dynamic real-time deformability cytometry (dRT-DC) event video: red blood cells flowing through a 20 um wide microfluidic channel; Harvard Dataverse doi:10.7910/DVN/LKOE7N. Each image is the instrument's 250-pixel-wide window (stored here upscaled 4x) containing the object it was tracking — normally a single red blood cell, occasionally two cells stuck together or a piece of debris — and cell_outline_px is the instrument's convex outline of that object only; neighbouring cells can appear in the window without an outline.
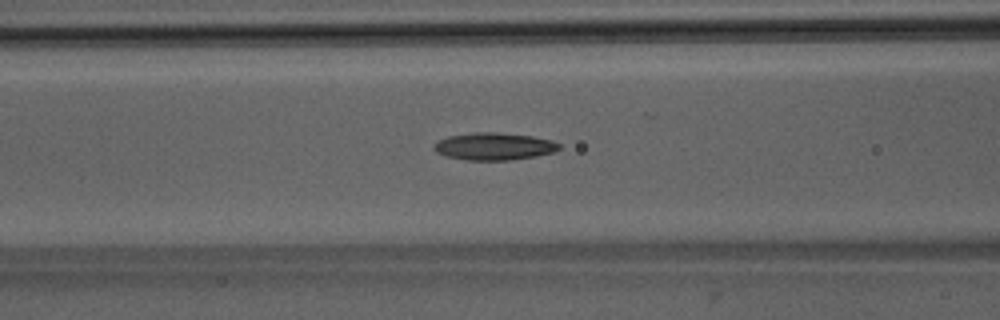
{"species": "Egyptian fruit bat (a non-hibernating species)", "species_latin": "Rousettus aegyptiacus", "temperature_condition": "room temperature", "stored_images_in_passage": 42, "camera_frame_rate_fps": 3000, "um_per_image_px": 0.085, "animal": {"sex": "male"}, "frame": {"image": 1, "passage_image": 12, "time_ms": 3.667, "image_size_px": [1000, 320], "cell_outline_px": [[560, 148], [556, 152], [536, 156], [512, 160], [468, 160], [444, 156], [436, 152], [432, 148], [440, 140], [448, 136], [476, 132], [496, 132], [532, 136], [552, 140], [560, 144]], "centroid_in_image_um": [42.02, 12.45], "position_along_channel_um": 124.6, "area_um2": 20.0}}
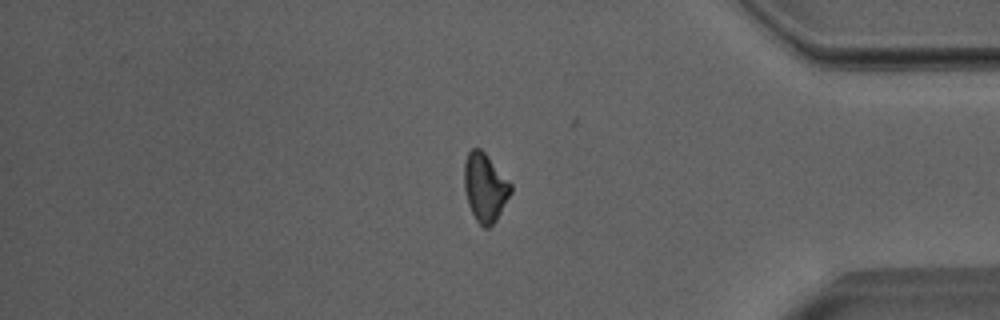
{"frame": {"image": 2, "passage_image": 34, "time_ms": 11.0, "image_size_px": [1000, 320], "cell_outline_px": [[512, 192], [496, 220], [488, 228], [484, 228], [476, 220], [468, 204], [464, 188], [464, 164], [468, 152], [472, 148], [480, 148], [488, 156], [512, 184]], "centroid_in_image_um": [41.23, 15.92], "position_along_channel_um": 394.0, "area_um2": 18.5}}
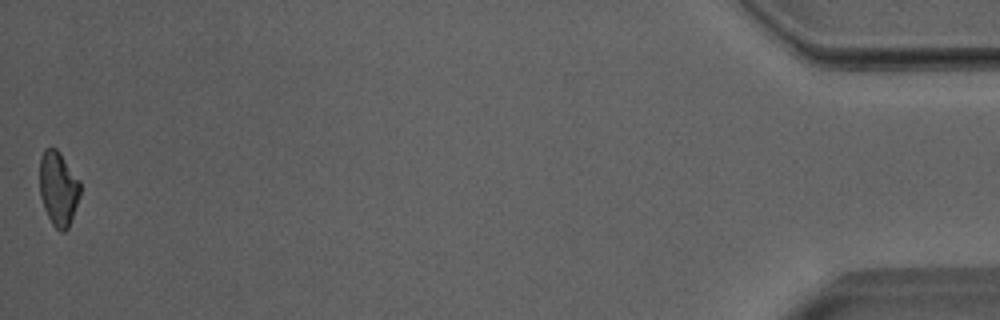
{"frame": {"image": 3, "passage_image": 42, "time_ms": 13.667, "image_size_px": [1000, 320], "cell_outline_px": [[80, 196], [68, 228], [64, 232], [60, 232], [52, 224], [44, 208], [40, 196], [40, 156], [44, 148], [56, 148], [60, 152], [80, 180]], "centroid_in_image_um": [4.96, 16.01], "position_along_channel_um": 430.2, "area_um2": 17.69}, "authors_computed_cell_mechanics": {"area_um2": 18.785, "velocity_mm_per_s": 4.0177, "shape_relaxation_time_tau1_ms": 8.1025, "shape_relaxation_time_tau2_ms": 4.8762, "deformation_change_tau1": 0.1969, "deformation_change_tau2": 0.1358}}